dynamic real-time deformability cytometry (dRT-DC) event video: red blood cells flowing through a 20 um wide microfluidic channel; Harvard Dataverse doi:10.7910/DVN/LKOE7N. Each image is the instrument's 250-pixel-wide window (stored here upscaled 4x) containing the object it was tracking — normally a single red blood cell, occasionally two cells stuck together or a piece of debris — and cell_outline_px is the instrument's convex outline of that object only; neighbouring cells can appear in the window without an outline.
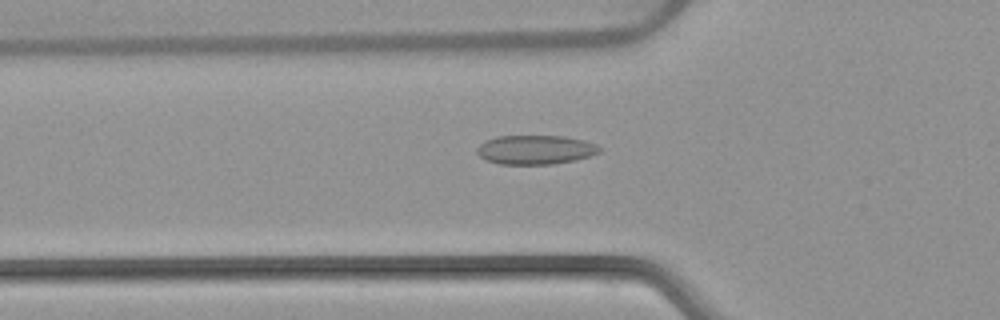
{"species": "common noctule bat (a hibernating species)", "species_latin": "Nyctalus noctula", "temperature_condition": "warm", "stored_images_in_passage": 39, "camera_frame_rate_fps": 3000, "um_per_image_px": 0.085, "animal": {"sex": "female", "body_mass_g": 22.7, "forearm_length_mm": 54.2}, "frame": {"image": 1, "passage_image": 5, "time_ms": 1.333, "image_size_px": [1000, 320], "cell_outline_px": [[600, 152], [576, 160], [552, 164], [500, 164], [488, 160], [480, 156], [476, 152], [476, 148], [480, 144], [496, 136], [564, 136], [584, 140], [596, 144], [600, 148]], "centroid_in_image_um": [45.51, 12.72], "position_along_channel_um": 80.3, "area_um2": 20.69}}
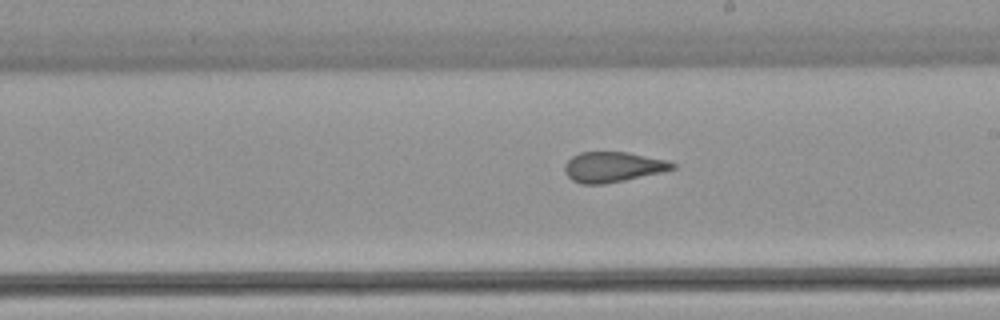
{"frame": {"image": 2, "passage_image": 17, "time_ms": 5.333, "image_size_px": [1000, 320], "cell_outline_px": [[676, 168], [660, 172], [624, 180], [604, 184], [580, 184], [572, 180], [564, 172], [564, 164], [572, 156], [580, 152], [628, 152], [668, 160], [676, 164]], "centroid_in_image_um": [52.07, 14.18], "position_along_channel_um": 236.9, "area_um2": 19.02}}
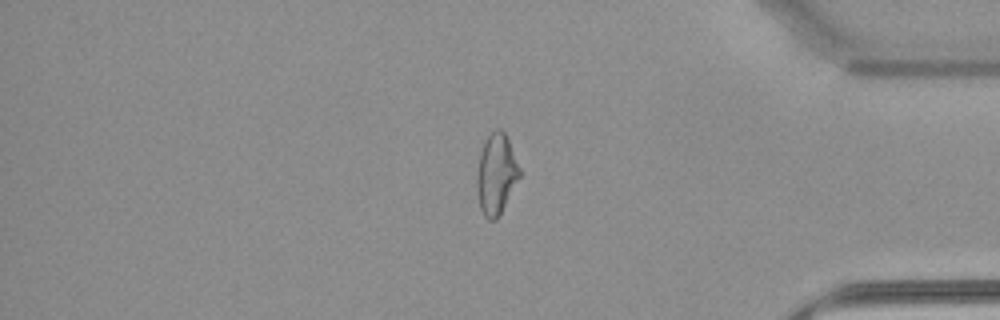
{"frame": {"image": 3, "passage_image": 31, "time_ms": 10.0, "image_size_px": [1000, 320], "cell_outline_px": [[520, 176], [496, 220], [488, 220], [484, 216], [480, 208], [476, 188], [476, 180], [480, 152], [484, 140], [496, 128], [500, 128], [508, 136], [520, 168]], "centroid_in_image_um": [42.17, 14.76], "position_along_channel_um": 393.0, "area_um2": 20.06}, "authors_computed_cell_mechanics": {"area_um2": 20.0566, "velocity_mm_per_s": 3.8944, "shape_relaxation_time_tau1_ms": null, "shape_relaxation_time_tau2_ms": 1.6746, "deformation_change_tau1": null, "deformation_change_tau2": 0.0943}}